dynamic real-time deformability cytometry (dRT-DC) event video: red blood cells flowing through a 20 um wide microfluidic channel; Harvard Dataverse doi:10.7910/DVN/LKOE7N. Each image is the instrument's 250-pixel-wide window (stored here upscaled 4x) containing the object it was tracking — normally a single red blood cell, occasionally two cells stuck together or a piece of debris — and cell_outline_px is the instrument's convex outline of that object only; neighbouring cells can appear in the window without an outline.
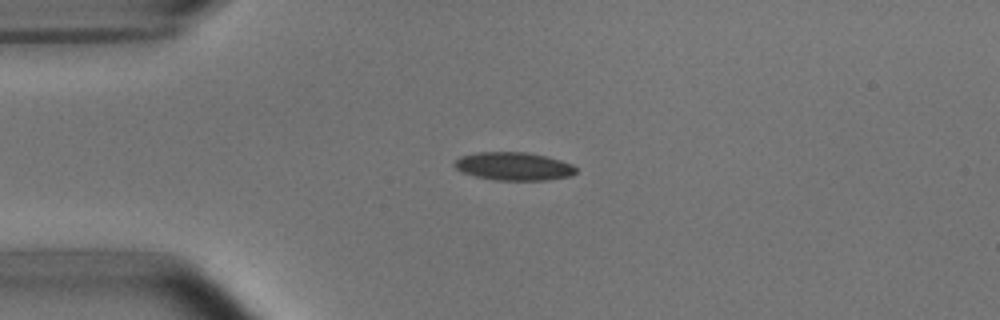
{"species": "common noctule bat (a hibernating species)", "species_latin": "Nyctalus noctula", "temperature_condition": "room temperature", "stored_images_in_passage": 6, "camera_frame_rate_fps": 3000, "um_per_image_px": 0.085, "animal": {"sex": "male", "body_mass_g": 15.6}, "frame": {"image": 1, "passage_image": 2, "time_ms": 2.0, "image_size_px": [1000, 320], "cell_outline_px": [[576, 172], [568, 176], [544, 180], [496, 180], [476, 176], [464, 172], [456, 168], [452, 164], [460, 156], [476, 152], [524, 152], [548, 156], [572, 164], [576, 168]], "centroid_in_image_um": [43.65, 14.12], "position_along_channel_um": 41.4, "area_um2": 19.77}}
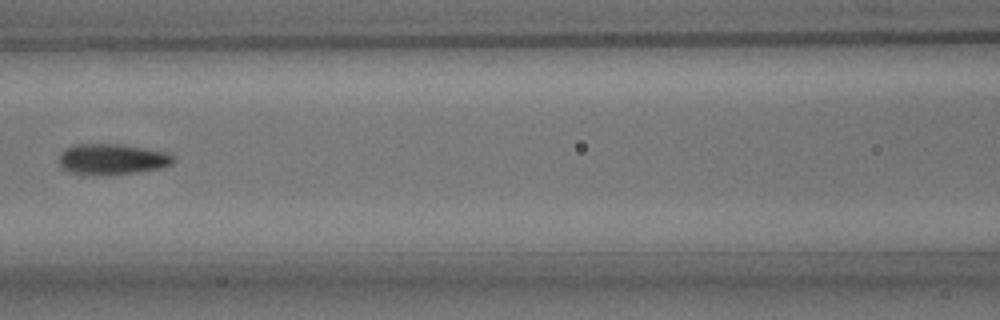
{"frame": {"image": 2, "passage_image": 5, "time_ms": 5.667, "image_size_px": [1000, 320], "cell_outline_px": [[176, 160], [172, 164], [160, 168], [136, 172], [104, 176], [68, 172], [60, 168], [60, 152], [64, 148], [76, 144], [116, 144], [144, 148], [168, 152], [176, 156]], "centroid_in_image_um": [9.53, 13.54], "position_along_channel_um": 157.1, "area_um2": 20.81}}
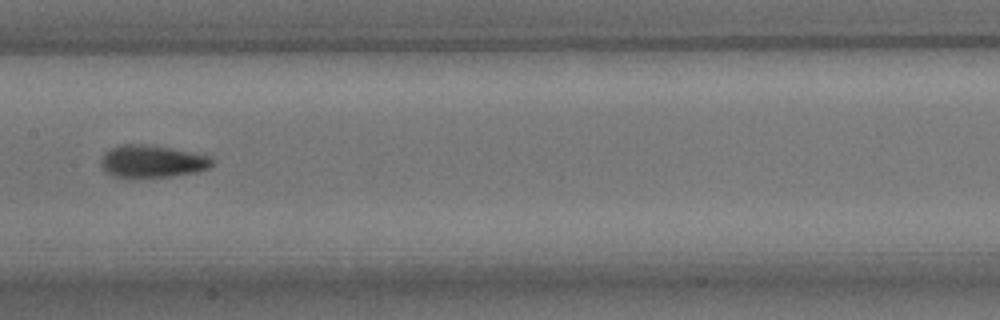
{"frame": {"image": 3, "passage_image": 6, "time_ms": 6.667, "image_size_px": [1000, 320], "cell_outline_px": [[212, 164], [208, 168], [196, 172], [168, 176], [112, 176], [104, 172], [100, 164], [100, 160], [112, 148], [120, 144], [140, 144], [168, 148], [208, 156], [212, 160]], "centroid_in_image_um": [12.88, 13.71], "position_along_channel_um": 194.5, "area_um2": 20.23}}